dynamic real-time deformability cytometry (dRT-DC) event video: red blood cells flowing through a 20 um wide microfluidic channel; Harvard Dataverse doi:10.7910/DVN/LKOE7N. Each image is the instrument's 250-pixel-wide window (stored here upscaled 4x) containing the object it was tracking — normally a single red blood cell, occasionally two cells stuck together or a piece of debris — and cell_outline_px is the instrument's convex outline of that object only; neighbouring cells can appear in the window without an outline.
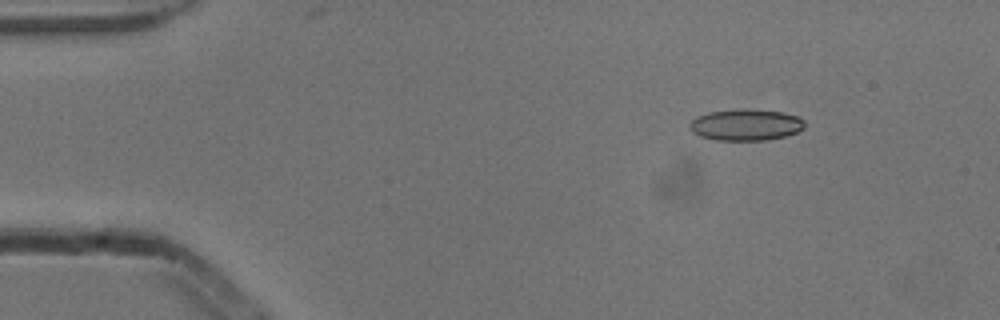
{"species": "common noctule bat (a hibernating species)", "species_latin": "Nyctalus noctula", "temperature_condition": "cold", "stored_images_in_passage": 4, "camera_frame_rate_fps": 3000, "um_per_image_px": 0.085, "animal": {"sex": "male", "body_mass_g": 13.3}, "frame": {"image": 1, "passage_image": 2, "time_ms": 0.333, "image_size_px": [1000, 320], "cell_outline_px": [[804, 128], [796, 132], [784, 136], [768, 140], [716, 140], [700, 136], [692, 132], [692, 120], [696, 116], [708, 112], [740, 108], [748, 108], [784, 112], [796, 116], [804, 120]], "centroid_in_image_um": [63.41, 10.59], "position_along_channel_um": 21.6, "area_um2": 21.1}}